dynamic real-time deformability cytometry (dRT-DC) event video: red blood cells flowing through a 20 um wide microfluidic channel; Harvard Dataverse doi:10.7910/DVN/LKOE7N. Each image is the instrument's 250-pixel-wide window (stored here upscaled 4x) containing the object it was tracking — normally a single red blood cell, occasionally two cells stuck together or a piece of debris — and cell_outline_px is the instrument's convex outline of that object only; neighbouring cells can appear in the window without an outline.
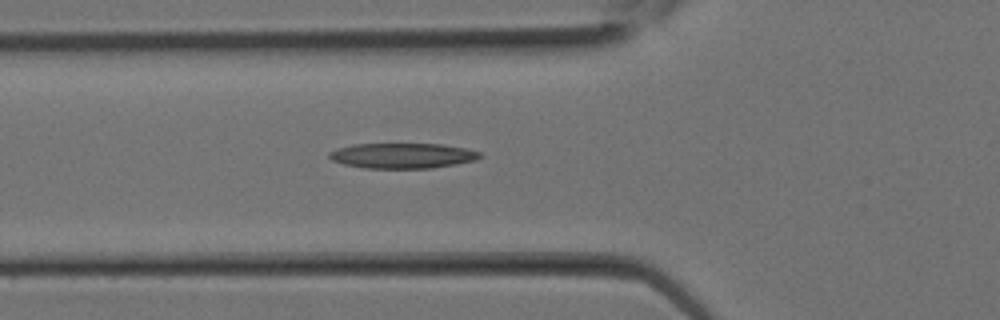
{"species": "Egyptian fruit bat (a non-hibernating species)", "species_latin": "Rousettus aegyptiacus", "temperature_condition": "room temperature", "stored_images_in_passage": 12, "camera_frame_rate_fps": 3000, "um_per_image_px": 0.085, "animal": {"sex": "female"}, "frame": {"image": 1, "passage_image": 7, "time_ms": 2.0, "image_size_px": [1000, 320], "cell_outline_px": [[484, 156], [476, 160], [456, 164], [432, 168], [364, 168], [344, 164], [332, 160], [328, 156], [328, 152], [336, 148], [352, 144], [444, 144], [468, 148], [480, 152]], "centroid_in_image_um": [34.24, 13.22], "position_along_channel_um": 91.6, "area_um2": 22.43}}
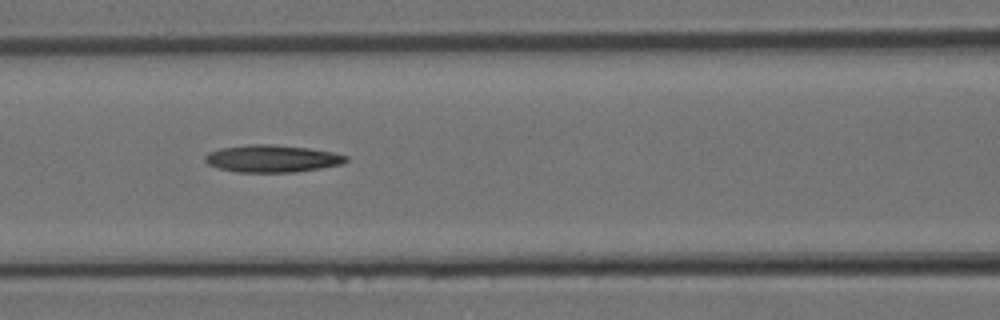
{"frame": {"image": 2, "passage_image": 9, "time_ms": 2.667, "image_size_px": [1000, 320], "cell_outline_px": [[348, 160], [344, 164], [296, 172], [236, 172], [220, 168], [208, 164], [204, 160], [204, 156], [208, 152], [220, 148], [248, 144], [272, 144], [308, 148], [332, 152], [348, 156]], "centroid_in_image_um": [23.13, 13.48], "position_along_channel_um": 143.5, "area_um2": 22.48}}
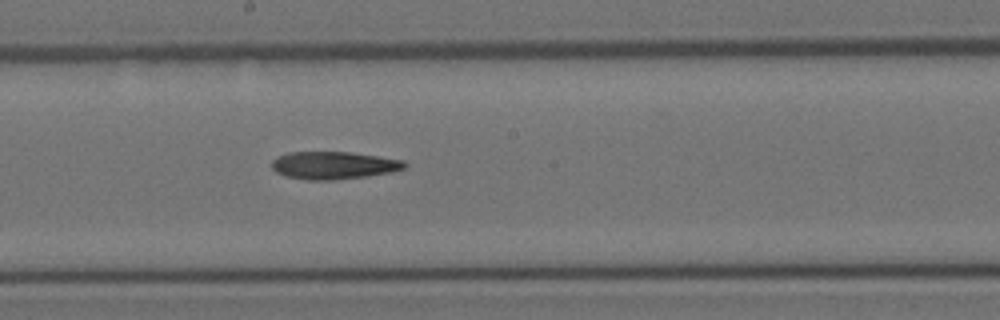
{"frame": {"image": 3, "passage_image": 12, "time_ms": 3.667, "image_size_px": [1000, 320], "cell_outline_px": [[408, 164], [404, 168], [392, 172], [368, 176], [332, 180], [308, 180], [284, 176], [276, 172], [272, 168], [272, 160], [276, 156], [288, 152], [352, 152], [404, 160]], "centroid_in_image_um": [28.35, 14.05], "position_along_channel_um": 219.8, "area_um2": 21.56}}